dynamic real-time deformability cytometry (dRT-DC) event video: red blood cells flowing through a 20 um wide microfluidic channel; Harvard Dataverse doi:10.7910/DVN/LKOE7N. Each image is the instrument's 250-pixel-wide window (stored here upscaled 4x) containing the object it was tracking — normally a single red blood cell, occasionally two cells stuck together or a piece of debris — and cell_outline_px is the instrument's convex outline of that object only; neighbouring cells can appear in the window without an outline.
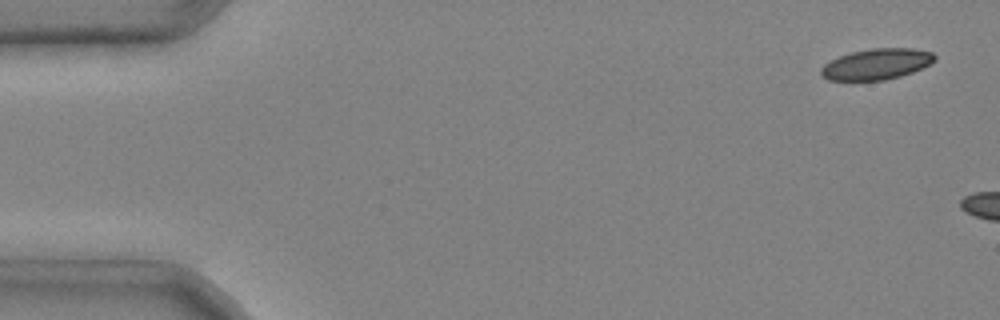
{"species": "common noctule bat (a hibernating species)", "species_latin": "Nyctalus noctula", "temperature_condition": "cold", "stored_images_in_passage": 2, "camera_frame_rate_fps": 3000, "um_per_image_px": 0.085, "animal": {"sex": "male", "body_mass_g": 20.4}, "frame": {"image": 1, "passage_image": 1, "time_ms": 0.0, "image_size_px": [1000, 320], "cell_outline_px": [[936, 60], [912, 72], [900, 76], [884, 80], [828, 80], [820, 72], [820, 68], [824, 64], [840, 56], [852, 52], [872, 48], [912, 48], [932, 52], [936, 56]], "centroid_in_image_um": [74.51, 5.44], "position_along_channel_um": 10.5, "area_um2": 20.23}}